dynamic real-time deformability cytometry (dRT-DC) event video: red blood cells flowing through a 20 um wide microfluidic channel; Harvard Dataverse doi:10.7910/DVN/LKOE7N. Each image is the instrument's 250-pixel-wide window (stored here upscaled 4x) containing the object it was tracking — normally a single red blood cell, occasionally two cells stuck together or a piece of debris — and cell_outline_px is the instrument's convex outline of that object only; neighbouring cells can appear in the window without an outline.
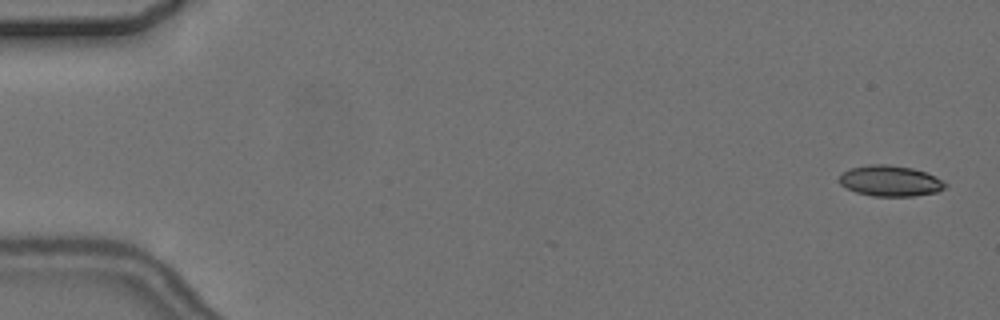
{"species": "common noctule bat (a hibernating species)", "species_latin": "Nyctalus noctula", "temperature_condition": "cold", "stored_images_in_passage": 10, "camera_frame_rate_fps": 3000, "um_per_image_px": 0.085, "animal": {"sex": "female", "body_mass_g": 24.6, "forearm_length_mm": 56.2}, "frame": {"image": 1, "passage_image": 1, "time_ms": 0.0, "image_size_px": [1000, 320], "cell_outline_px": [[948, 184], [944, 188], [936, 192], [912, 196], [872, 196], [856, 192], [840, 184], [840, 176], [844, 172], [852, 168], [868, 164], [888, 164], [912, 168], [936, 176]], "centroid_in_image_um": [75.69, 15.37], "position_along_channel_um": 9.3, "area_um2": 18.84}}
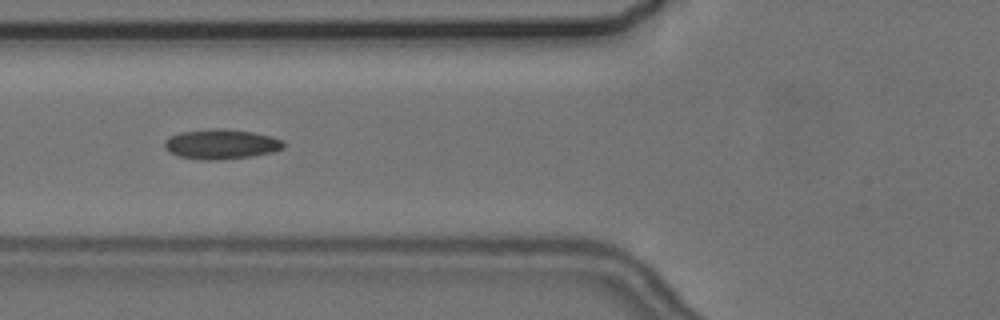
{"frame": {"image": 2, "passage_image": 6, "time_ms": 6.667, "image_size_px": [1000, 320], "cell_outline_px": [[284, 148], [272, 152], [252, 156], [220, 160], [204, 160], [180, 156], [168, 152], [164, 148], [164, 140], [168, 136], [180, 132], [216, 128], [224, 128], [252, 132], [272, 136], [284, 140]], "centroid_in_image_um": [18.79, 12.25], "position_along_channel_um": 107.0, "area_um2": 20.92}}
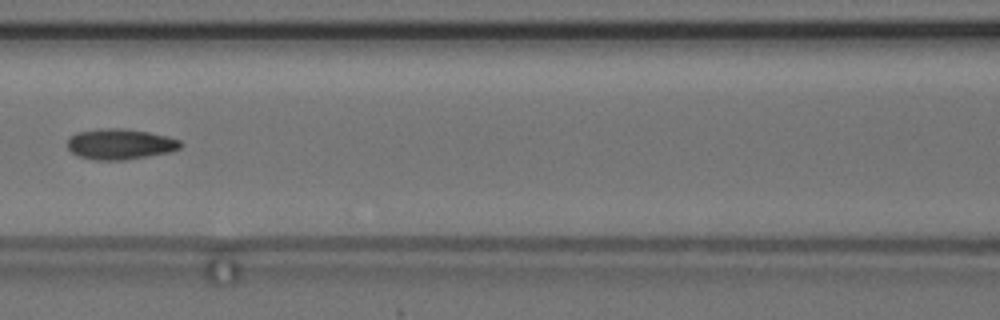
{"frame": {"image": 3, "passage_image": 7, "time_ms": 8.0, "image_size_px": [1000, 320], "cell_outline_px": [[184, 144], [180, 148], [168, 152], [148, 156], [124, 160], [96, 160], [80, 156], [72, 152], [68, 148], [68, 140], [76, 132], [100, 128], [124, 128], [148, 132], [168, 136], [180, 140]], "centroid_in_image_um": [10.23, 12.24], "position_along_channel_um": 156.4, "area_um2": 20.17}}